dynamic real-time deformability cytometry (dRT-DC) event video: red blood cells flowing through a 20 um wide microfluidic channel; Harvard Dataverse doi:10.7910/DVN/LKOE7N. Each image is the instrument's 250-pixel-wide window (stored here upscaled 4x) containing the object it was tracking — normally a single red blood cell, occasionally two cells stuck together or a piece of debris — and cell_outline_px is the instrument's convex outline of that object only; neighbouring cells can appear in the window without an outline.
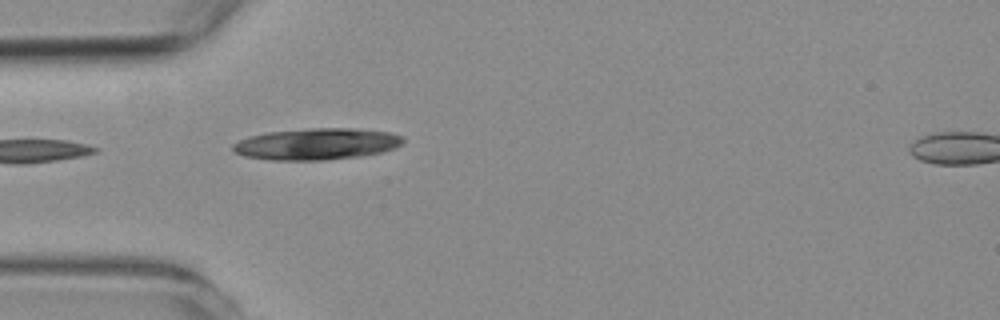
{"species": "common noctule bat (a hibernating species)", "species_latin": "Nyctalus noctula", "temperature_condition": "room temperature", "stored_images_in_passage": 15, "camera_frame_rate_fps": 3000, "um_per_image_px": 0.085, "animal": {"sex": "female", "body_mass_g": 19.3, "forearm_length_mm": 54.1}, "frame": {"image": 1, "passage_image": 1, "time_ms": 0.0, "image_size_px": [1000, 320], "cell_outline_px": [[404, 144], [396, 148], [380, 152], [360, 156], [324, 160], [268, 160], [244, 156], [236, 152], [232, 148], [232, 144], [240, 140], [252, 136], [268, 132], [312, 128], [356, 128], [392, 132], [404, 136]], "centroid_in_image_um": [26.98, 12.23], "position_along_channel_um": 58.0, "area_um2": 31.39}}